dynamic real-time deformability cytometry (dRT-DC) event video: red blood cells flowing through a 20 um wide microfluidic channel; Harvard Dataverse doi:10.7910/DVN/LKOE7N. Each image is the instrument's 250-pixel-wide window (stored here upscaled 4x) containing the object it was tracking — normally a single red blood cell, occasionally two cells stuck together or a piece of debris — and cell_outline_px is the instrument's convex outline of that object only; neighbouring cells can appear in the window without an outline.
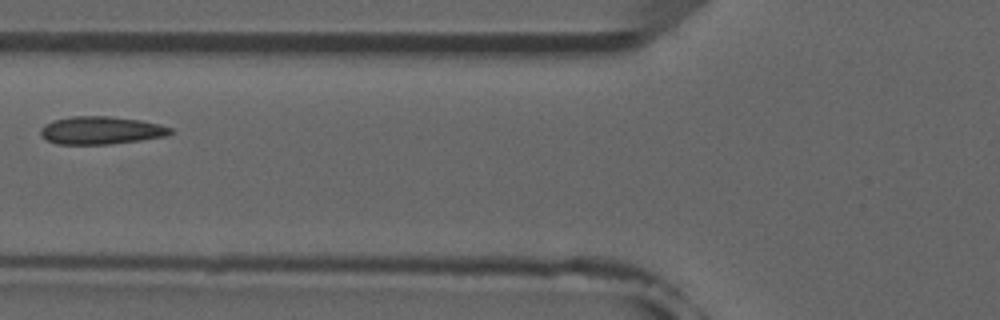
{"species": "common noctule bat (a hibernating species)", "species_latin": "Nyctalus noctula", "temperature_condition": "room temperature", "stored_images_in_passage": 6, "camera_frame_rate_fps": 3000, "um_per_image_px": 0.085, "animal": {"sex": "male", "forearm_length_mm": 52.5}, "frame": {"image": 1, "passage_image": 5, "time_ms": 4.667, "image_size_px": [1000, 320], "cell_outline_px": [[172, 132], [168, 136], [112, 144], [56, 144], [48, 140], [40, 132], [40, 128], [44, 124], [56, 120], [72, 116], [112, 116], [140, 120], [160, 124], [172, 128]], "centroid_in_image_um": [8.62, 11.08], "position_along_channel_um": 117.2, "area_um2": 21.04}}
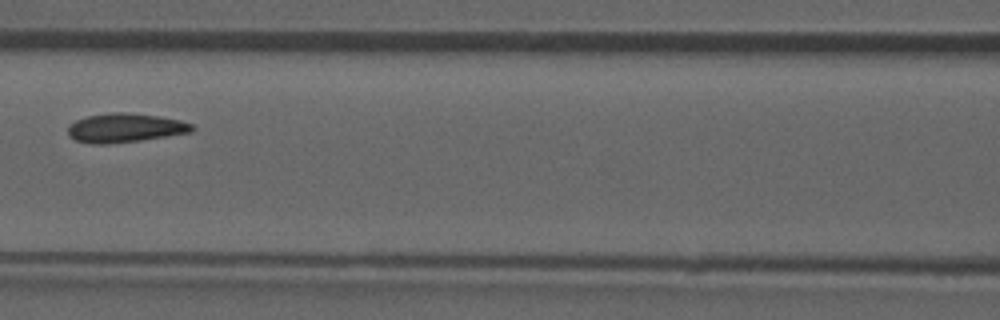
{"frame": {"image": 2, "passage_image": 6, "time_ms": 5.667, "image_size_px": [1000, 320], "cell_outline_px": [[196, 128], [192, 132], [140, 140], [104, 144], [92, 144], [76, 140], [68, 136], [68, 124], [76, 120], [88, 116], [112, 112], [124, 112], [156, 116], [180, 120], [192, 124]], "centroid_in_image_um": [10.61, 10.87], "position_along_channel_um": 156.0, "area_um2": 20.87}}